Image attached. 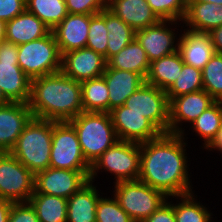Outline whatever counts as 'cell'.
I'll return each instance as SVG.
<instances>
[{"label":"cell","instance_id":"cell-1","mask_svg":"<svg viewBox=\"0 0 222 222\" xmlns=\"http://www.w3.org/2000/svg\"><path fill=\"white\" fill-rule=\"evenodd\" d=\"M186 133H165L156 139L140 143L138 180L163 192L167 197L195 192L190 179L192 173H189L188 162L191 160L186 148L189 139Z\"/></svg>","mask_w":222,"mask_h":222},{"label":"cell","instance_id":"cell-2","mask_svg":"<svg viewBox=\"0 0 222 222\" xmlns=\"http://www.w3.org/2000/svg\"><path fill=\"white\" fill-rule=\"evenodd\" d=\"M28 105L34 118L69 122L81 112V82L62 71L31 80Z\"/></svg>","mask_w":222,"mask_h":222},{"label":"cell","instance_id":"cell-3","mask_svg":"<svg viewBox=\"0 0 222 222\" xmlns=\"http://www.w3.org/2000/svg\"><path fill=\"white\" fill-rule=\"evenodd\" d=\"M55 121L33 118L18 137L10 153L34 175L50 165Z\"/></svg>","mask_w":222,"mask_h":222},{"label":"cell","instance_id":"cell-4","mask_svg":"<svg viewBox=\"0 0 222 222\" xmlns=\"http://www.w3.org/2000/svg\"><path fill=\"white\" fill-rule=\"evenodd\" d=\"M69 123L76 130L82 153L91 166L118 141L108 112H81Z\"/></svg>","mask_w":222,"mask_h":222},{"label":"cell","instance_id":"cell-5","mask_svg":"<svg viewBox=\"0 0 222 222\" xmlns=\"http://www.w3.org/2000/svg\"><path fill=\"white\" fill-rule=\"evenodd\" d=\"M140 156V143L118 140L91 166L89 180L95 182L102 172L114 176L113 183L138 180Z\"/></svg>","mask_w":222,"mask_h":222},{"label":"cell","instance_id":"cell-6","mask_svg":"<svg viewBox=\"0 0 222 222\" xmlns=\"http://www.w3.org/2000/svg\"><path fill=\"white\" fill-rule=\"evenodd\" d=\"M18 65L31 80L61 71L62 54L53 32L18 45Z\"/></svg>","mask_w":222,"mask_h":222},{"label":"cell","instance_id":"cell-7","mask_svg":"<svg viewBox=\"0 0 222 222\" xmlns=\"http://www.w3.org/2000/svg\"><path fill=\"white\" fill-rule=\"evenodd\" d=\"M112 194L134 222H144L166 200L167 196L139 180L113 183Z\"/></svg>","mask_w":222,"mask_h":222},{"label":"cell","instance_id":"cell-8","mask_svg":"<svg viewBox=\"0 0 222 222\" xmlns=\"http://www.w3.org/2000/svg\"><path fill=\"white\" fill-rule=\"evenodd\" d=\"M49 167L81 171L89 179L91 165L85 160L77 132L69 122L53 125Z\"/></svg>","mask_w":222,"mask_h":222},{"label":"cell","instance_id":"cell-9","mask_svg":"<svg viewBox=\"0 0 222 222\" xmlns=\"http://www.w3.org/2000/svg\"><path fill=\"white\" fill-rule=\"evenodd\" d=\"M34 193V174L10 152H0V198L29 202Z\"/></svg>","mask_w":222,"mask_h":222},{"label":"cell","instance_id":"cell-10","mask_svg":"<svg viewBox=\"0 0 222 222\" xmlns=\"http://www.w3.org/2000/svg\"><path fill=\"white\" fill-rule=\"evenodd\" d=\"M0 88L11 102H29L31 79L18 65V45L8 40L0 44Z\"/></svg>","mask_w":222,"mask_h":222},{"label":"cell","instance_id":"cell-11","mask_svg":"<svg viewBox=\"0 0 222 222\" xmlns=\"http://www.w3.org/2000/svg\"><path fill=\"white\" fill-rule=\"evenodd\" d=\"M125 106L149 119L163 134L169 133V101L166 91L145 82L126 99Z\"/></svg>","mask_w":222,"mask_h":222},{"label":"cell","instance_id":"cell-12","mask_svg":"<svg viewBox=\"0 0 222 222\" xmlns=\"http://www.w3.org/2000/svg\"><path fill=\"white\" fill-rule=\"evenodd\" d=\"M181 24L180 21L160 20L153 26L135 31V38L145 50L150 63L178 51L181 35V29L178 34V27L183 28Z\"/></svg>","mask_w":222,"mask_h":222},{"label":"cell","instance_id":"cell-13","mask_svg":"<svg viewBox=\"0 0 222 222\" xmlns=\"http://www.w3.org/2000/svg\"><path fill=\"white\" fill-rule=\"evenodd\" d=\"M214 100L205 90L184 94L169 101V133L182 135L202 112L212 106Z\"/></svg>","mask_w":222,"mask_h":222},{"label":"cell","instance_id":"cell-14","mask_svg":"<svg viewBox=\"0 0 222 222\" xmlns=\"http://www.w3.org/2000/svg\"><path fill=\"white\" fill-rule=\"evenodd\" d=\"M109 113L118 140L143 143L163 134L149 119L130 111L125 105L115 107Z\"/></svg>","mask_w":222,"mask_h":222},{"label":"cell","instance_id":"cell-15","mask_svg":"<svg viewBox=\"0 0 222 222\" xmlns=\"http://www.w3.org/2000/svg\"><path fill=\"white\" fill-rule=\"evenodd\" d=\"M88 181L81 171L48 167L34 175V193L68 199Z\"/></svg>","mask_w":222,"mask_h":222},{"label":"cell","instance_id":"cell-16","mask_svg":"<svg viewBox=\"0 0 222 222\" xmlns=\"http://www.w3.org/2000/svg\"><path fill=\"white\" fill-rule=\"evenodd\" d=\"M106 67L105 57L86 47L62 55L61 71L78 82L102 76Z\"/></svg>","mask_w":222,"mask_h":222},{"label":"cell","instance_id":"cell-17","mask_svg":"<svg viewBox=\"0 0 222 222\" xmlns=\"http://www.w3.org/2000/svg\"><path fill=\"white\" fill-rule=\"evenodd\" d=\"M33 118L28 103L0 104V152H10Z\"/></svg>","mask_w":222,"mask_h":222},{"label":"cell","instance_id":"cell-18","mask_svg":"<svg viewBox=\"0 0 222 222\" xmlns=\"http://www.w3.org/2000/svg\"><path fill=\"white\" fill-rule=\"evenodd\" d=\"M89 25L90 15L68 13V15L52 29L62 55L66 52L86 47Z\"/></svg>","mask_w":222,"mask_h":222},{"label":"cell","instance_id":"cell-19","mask_svg":"<svg viewBox=\"0 0 222 222\" xmlns=\"http://www.w3.org/2000/svg\"><path fill=\"white\" fill-rule=\"evenodd\" d=\"M178 51L185 64L201 70L215 53L208 33L193 32L185 28H181Z\"/></svg>","mask_w":222,"mask_h":222},{"label":"cell","instance_id":"cell-20","mask_svg":"<svg viewBox=\"0 0 222 222\" xmlns=\"http://www.w3.org/2000/svg\"><path fill=\"white\" fill-rule=\"evenodd\" d=\"M102 76L109 91V112L125 105L126 99L145 83L141 74L113 68H106Z\"/></svg>","mask_w":222,"mask_h":222},{"label":"cell","instance_id":"cell-21","mask_svg":"<svg viewBox=\"0 0 222 222\" xmlns=\"http://www.w3.org/2000/svg\"><path fill=\"white\" fill-rule=\"evenodd\" d=\"M107 9L135 31L160 21L146 0H108Z\"/></svg>","mask_w":222,"mask_h":222},{"label":"cell","instance_id":"cell-22","mask_svg":"<svg viewBox=\"0 0 222 222\" xmlns=\"http://www.w3.org/2000/svg\"><path fill=\"white\" fill-rule=\"evenodd\" d=\"M96 187L89 180L67 199V222H96L98 200L104 194Z\"/></svg>","mask_w":222,"mask_h":222},{"label":"cell","instance_id":"cell-23","mask_svg":"<svg viewBox=\"0 0 222 222\" xmlns=\"http://www.w3.org/2000/svg\"><path fill=\"white\" fill-rule=\"evenodd\" d=\"M183 28L193 32L209 33L222 25V5L207 2H187ZM185 25V26H184Z\"/></svg>","mask_w":222,"mask_h":222},{"label":"cell","instance_id":"cell-24","mask_svg":"<svg viewBox=\"0 0 222 222\" xmlns=\"http://www.w3.org/2000/svg\"><path fill=\"white\" fill-rule=\"evenodd\" d=\"M51 31L37 16L25 10L7 22L6 40L20 45L47 36Z\"/></svg>","mask_w":222,"mask_h":222},{"label":"cell","instance_id":"cell-25","mask_svg":"<svg viewBox=\"0 0 222 222\" xmlns=\"http://www.w3.org/2000/svg\"><path fill=\"white\" fill-rule=\"evenodd\" d=\"M183 64L179 51L163 56L150 63L145 82L167 91L181 74Z\"/></svg>","mask_w":222,"mask_h":222},{"label":"cell","instance_id":"cell-26","mask_svg":"<svg viewBox=\"0 0 222 222\" xmlns=\"http://www.w3.org/2000/svg\"><path fill=\"white\" fill-rule=\"evenodd\" d=\"M150 66L146 52L134 38L127 46L107 60L106 68L135 72L146 78Z\"/></svg>","mask_w":222,"mask_h":222},{"label":"cell","instance_id":"cell-27","mask_svg":"<svg viewBox=\"0 0 222 222\" xmlns=\"http://www.w3.org/2000/svg\"><path fill=\"white\" fill-rule=\"evenodd\" d=\"M197 197L193 192L167 198L173 205L176 222H214L212 217L214 214L204 206L205 204L201 203L200 200L198 201ZM172 199H175L176 203Z\"/></svg>","mask_w":222,"mask_h":222},{"label":"cell","instance_id":"cell-28","mask_svg":"<svg viewBox=\"0 0 222 222\" xmlns=\"http://www.w3.org/2000/svg\"><path fill=\"white\" fill-rule=\"evenodd\" d=\"M222 126V101H216L212 106L206 109L196 120L186 128L199 136L203 144L200 149H206L216 138L218 131Z\"/></svg>","mask_w":222,"mask_h":222},{"label":"cell","instance_id":"cell-29","mask_svg":"<svg viewBox=\"0 0 222 222\" xmlns=\"http://www.w3.org/2000/svg\"><path fill=\"white\" fill-rule=\"evenodd\" d=\"M29 203L39 222H67V199L49 194L33 193Z\"/></svg>","mask_w":222,"mask_h":222},{"label":"cell","instance_id":"cell-30","mask_svg":"<svg viewBox=\"0 0 222 222\" xmlns=\"http://www.w3.org/2000/svg\"><path fill=\"white\" fill-rule=\"evenodd\" d=\"M83 112H108L109 91L103 76L81 82Z\"/></svg>","mask_w":222,"mask_h":222},{"label":"cell","instance_id":"cell-31","mask_svg":"<svg viewBox=\"0 0 222 222\" xmlns=\"http://www.w3.org/2000/svg\"><path fill=\"white\" fill-rule=\"evenodd\" d=\"M108 31L107 60L121 51L135 38V30L106 9Z\"/></svg>","mask_w":222,"mask_h":222},{"label":"cell","instance_id":"cell-32","mask_svg":"<svg viewBox=\"0 0 222 222\" xmlns=\"http://www.w3.org/2000/svg\"><path fill=\"white\" fill-rule=\"evenodd\" d=\"M26 10L51 30L68 15L65 0H26Z\"/></svg>","mask_w":222,"mask_h":222},{"label":"cell","instance_id":"cell-33","mask_svg":"<svg viewBox=\"0 0 222 222\" xmlns=\"http://www.w3.org/2000/svg\"><path fill=\"white\" fill-rule=\"evenodd\" d=\"M203 90L202 70L188 64H183L181 74L166 91L168 101L172 98Z\"/></svg>","mask_w":222,"mask_h":222},{"label":"cell","instance_id":"cell-34","mask_svg":"<svg viewBox=\"0 0 222 222\" xmlns=\"http://www.w3.org/2000/svg\"><path fill=\"white\" fill-rule=\"evenodd\" d=\"M203 90L214 100L222 101V54L214 53L202 69Z\"/></svg>","mask_w":222,"mask_h":222},{"label":"cell","instance_id":"cell-35","mask_svg":"<svg viewBox=\"0 0 222 222\" xmlns=\"http://www.w3.org/2000/svg\"><path fill=\"white\" fill-rule=\"evenodd\" d=\"M108 31L106 29V9L90 15L86 48L101 54L107 60Z\"/></svg>","mask_w":222,"mask_h":222},{"label":"cell","instance_id":"cell-36","mask_svg":"<svg viewBox=\"0 0 222 222\" xmlns=\"http://www.w3.org/2000/svg\"><path fill=\"white\" fill-rule=\"evenodd\" d=\"M102 196L96 208V222H134L133 219L120 207L113 195Z\"/></svg>","mask_w":222,"mask_h":222},{"label":"cell","instance_id":"cell-37","mask_svg":"<svg viewBox=\"0 0 222 222\" xmlns=\"http://www.w3.org/2000/svg\"><path fill=\"white\" fill-rule=\"evenodd\" d=\"M160 20L182 22L188 0H146Z\"/></svg>","mask_w":222,"mask_h":222},{"label":"cell","instance_id":"cell-38","mask_svg":"<svg viewBox=\"0 0 222 222\" xmlns=\"http://www.w3.org/2000/svg\"><path fill=\"white\" fill-rule=\"evenodd\" d=\"M70 14L95 15L108 8V0H65Z\"/></svg>","mask_w":222,"mask_h":222},{"label":"cell","instance_id":"cell-39","mask_svg":"<svg viewBox=\"0 0 222 222\" xmlns=\"http://www.w3.org/2000/svg\"><path fill=\"white\" fill-rule=\"evenodd\" d=\"M8 222H39V218L29 202L13 203Z\"/></svg>","mask_w":222,"mask_h":222},{"label":"cell","instance_id":"cell-40","mask_svg":"<svg viewBox=\"0 0 222 222\" xmlns=\"http://www.w3.org/2000/svg\"><path fill=\"white\" fill-rule=\"evenodd\" d=\"M26 10V0H0V20L8 22Z\"/></svg>","mask_w":222,"mask_h":222},{"label":"cell","instance_id":"cell-41","mask_svg":"<svg viewBox=\"0 0 222 222\" xmlns=\"http://www.w3.org/2000/svg\"><path fill=\"white\" fill-rule=\"evenodd\" d=\"M144 222H176L173 205L166 200Z\"/></svg>","mask_w":222,"mask_h":222},{"label":"cell","instance_id":"cell-42","mask_svg":"<svg viewBox=\"0 0 222 222\" xmlns=\"http://www.w3.org/2000/svg\"><path fill=\"white\" fill-rule=\"evenodd\" d=\"M215 53L222 54V25L214 28L209 33Z\"/></svg>","mask_w":222,"mask_h":222},{"label":"cell","instance_id":"cell-43","mask_svg":"<svg viewBox=\"0 0 222 222\" xmlns=\"http://www.w3.org/2000/svg\"><path fill=\"white\" fill-rule=\"evenodd\" d=\"M13 202L0 198V222H8Z\"/></svg>","mask_w":222,"mask_h":222},{"label":"cell","instance_id":"cell-44","mask_svg":"<svg viewBox=\"0 0 222 222\" xmlns=\"http://www.w3.org/2000/svg\"><path fill=\"white\" fill-rule=\"evenodd\" d=\"M207 150H208V152L217 151L218 153L220 152L222 154V126H221L220 130L218 131L216 138L206 148V151Z\"/></svg>","mask_w":222,"mask_h":222},{"label":"cell","instance_id":"cell-45","mask_svg":"<svg viewBox=\"0 0 222 222\" xmlns=\"http://www.w3.org/2000/svg\"><path fill=\"white\" fill-rule=\"evenodd\" d=\"M6 24L7 22L0 20V44L6 40Z\"/></svg>","mask_w":222,"mask_h":222},{"label":"cell","instance_id":"cell-46","mask_svg":"<svg viewBox=\"0 0 222 222\" xmlns=\"http://www.w3.org/2000/svg\"><path fill=\"white\" fill-rule=\"evenodd\" d=\"M188 2H210L213 3L215 5H222V0H188Z\"/></svg>","mask_w":222,"mask_h":222},{"label":"cell","instance_id":"cell-47","mask_svg":"<svg viewBox=\"0 0 222 222\" xmlns=\"http://www.w3.org/2000/svg\"><path fill=\"white\" fill-rule=\"evenodd\" d=\"M11 101L4 95L2 89L0 88V104H7Z\"/></svg>","mask_w":222,"mask_h":222}]
</instances>
